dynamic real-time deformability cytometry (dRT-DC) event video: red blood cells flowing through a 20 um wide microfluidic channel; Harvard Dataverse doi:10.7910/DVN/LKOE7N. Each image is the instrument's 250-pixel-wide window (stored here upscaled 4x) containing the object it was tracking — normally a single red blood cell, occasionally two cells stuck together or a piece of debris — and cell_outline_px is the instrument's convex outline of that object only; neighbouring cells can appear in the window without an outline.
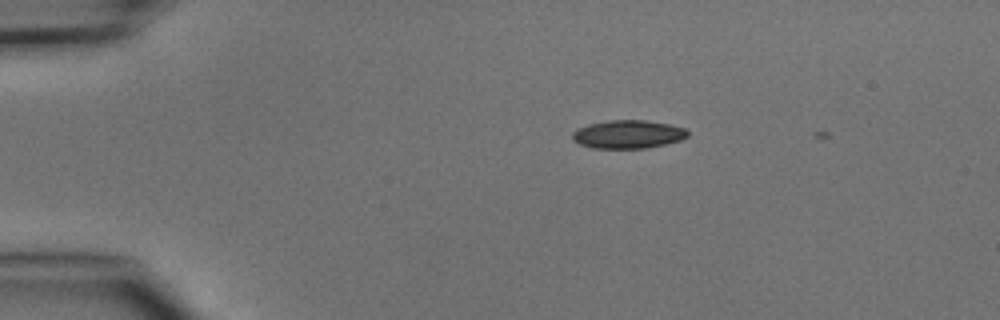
{"species": "common noctule bat (a hibernating species)", "species_latin": "Nyctalus noctula", "temperature_condition": "cold", "stored_images_in_passage": 2, "camera_frame_rate_fps": 3000, "um_per_image_px": 0.085, "animal": {"sex": "male", "body_mass_g": 15.6}, "frame": {"image": 1, "passage_image": 1, "time_ms": 0.0, "image_size_px": [1000, 320], "cell_outline_px": [[688, 136], [680, 140], [664, 144], [644, 148], [592, 148], [580, 144], [572, 140], [572, 132], [576, 128], [588, 124], [608, 120], [644, 120], [668, 124], [684, 128], [688, 132]], "centroid_in_image_um": [53.33, 11.41], "position_along_channel_um": 31.7, "area_um2": 18.96}}